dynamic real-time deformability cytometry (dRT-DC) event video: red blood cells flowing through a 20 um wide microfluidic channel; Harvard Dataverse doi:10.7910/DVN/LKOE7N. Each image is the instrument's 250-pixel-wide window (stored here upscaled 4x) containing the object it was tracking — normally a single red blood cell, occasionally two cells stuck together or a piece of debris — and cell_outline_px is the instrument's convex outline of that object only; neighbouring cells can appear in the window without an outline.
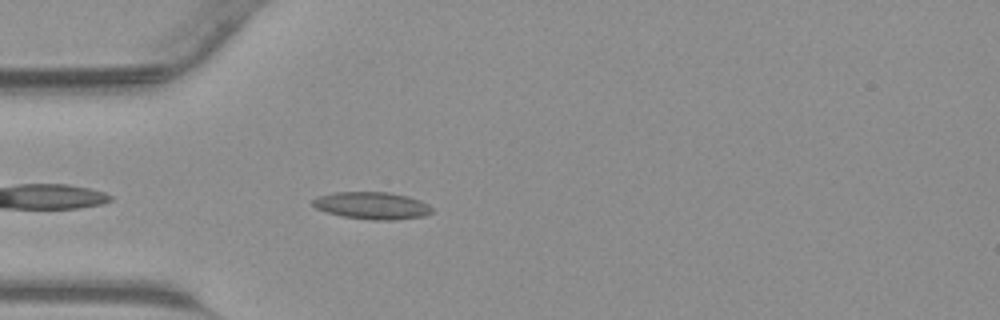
{"species": "common noctule bat (a hibernating species)", "species_latin": "Nyctalus noctula", "temperature_condition": "warm", "stored_images_in_passage": 33, "camera_frame_rate_fps": 3000, "um_per_image_px": 0.085, "animal": {"sex": "male", "body_mass_g": 23.1, "forearm_length_mm": 52.7}, "frame": {"image": 1, "passage_image": 2, "time_ms": 0.333, "image_size_px": [1000, 320], "cell_outline_px": [[432, 212], [424, 216], [392, 220], [372, 220], [344, 216], [324, 212], [316, 208], [312, 204], [312, 200], [320, 196], [336, 192], [388, 192], [408, 196], [420, 200], [428, 204], [432, 208]], "centroid_in_image_um": [31.63, 17.47], "position_along_channel_um": 53.4, "area_um2": 18.84}}
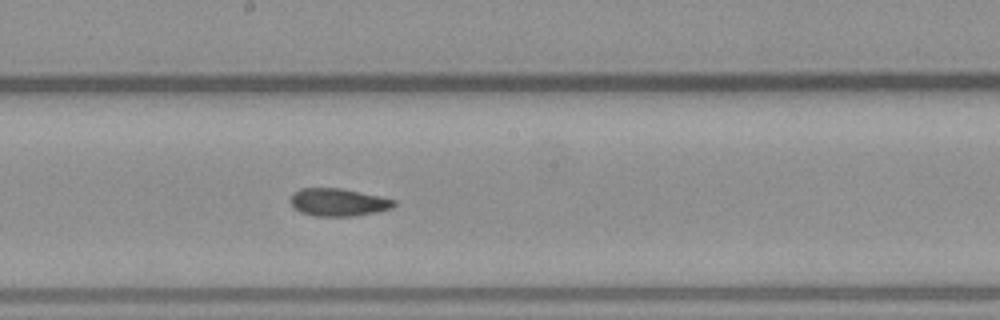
{"frame": {"image": 2, "passage_image": 13, "time_ms": 4.0, "image_size_px": [1000, 320], "cell_outline_px": [[396, 204], [392, 208], [376, 212], [356, 216], [316, 216], [300, 212], [288, 200], [292, 192], [300, 188], [340, 188], [380, 196], [396, 200]], "centroid_in_image_um": [28.73, 17.19], "position_along_channel_um": 219.5, "area_um2": 16.82}}
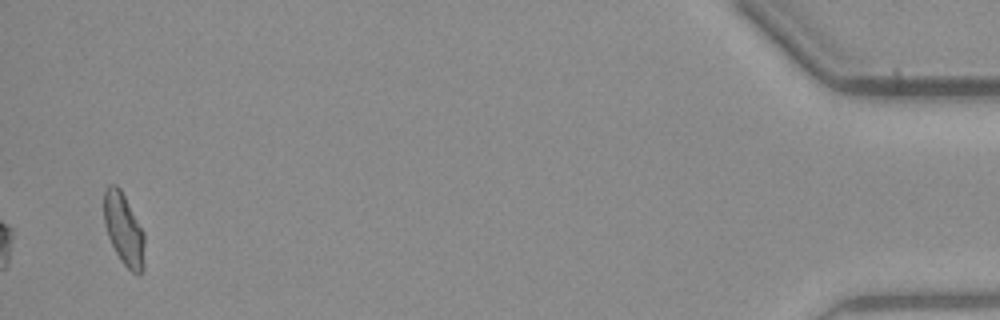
{"frame": {"image": 3, "passage_image": 32, "time_ms": 10.333, "image_size_px": [1000, 320], "cell_outline_px": [[144, 268], [140, 272], [132, 272], [120, 260], [108, 236], [104, 224], [104, 192], [108, 184], [116, 184], [120, 188], [144, 232]], "centroid_in_image_um": [10.51, 19.47], "position_along_channel_um": 424.7, "area_um2": 16.88}}